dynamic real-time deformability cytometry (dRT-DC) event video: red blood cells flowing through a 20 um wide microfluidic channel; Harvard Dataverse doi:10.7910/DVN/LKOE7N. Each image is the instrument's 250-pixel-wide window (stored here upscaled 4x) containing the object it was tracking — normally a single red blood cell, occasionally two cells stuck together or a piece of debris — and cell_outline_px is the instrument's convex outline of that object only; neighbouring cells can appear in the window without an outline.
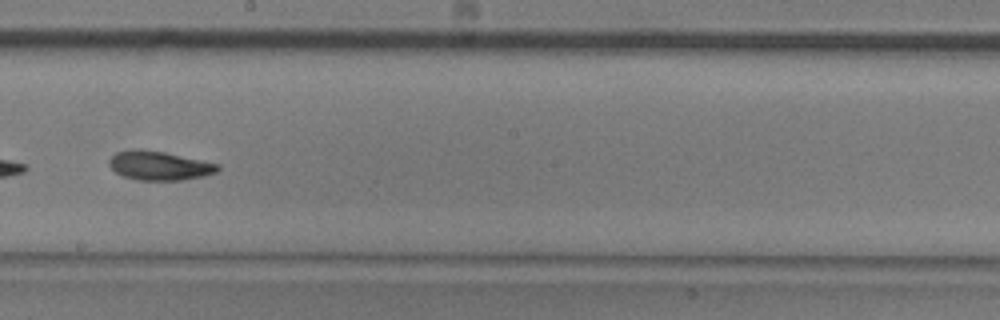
{"species": "common noctule bat (a hibernating species)", "species_latin": "Nyctalus noctula", "temperature_condition": "room temperature", "stored_images_in_passage": 33, "camera_frame_rate_fps": 3000, "um_per_image_px": 0.085, "animal": {"sex": "male", "body_mass_g": 20.5, "forearm_length_mm": 52.5}, "frame": {"image": 1, "passage_image": 15, "time_ms": 4.667, "image_size_px": [1000, 320], "cell_outline_px": [[220, 168], [216, 172], [204, 176], [184, 180], [136, 180], [124, 176], [116, 172], [108, 164], [108, 160], [116, 152], [132, 148], [140, 148], [164, 152], [220, 164]], "centroid_in_image_um": [13.52, 14.07], "position_along_channel_um": 234.7, "area_um2": 18.5}, "authors_computed_cell_mechanics": {"area_um2": 17.9758, "velocity_mm_per_s": 3.8117, "shape_relaxation_time_tau1_ms": 7.4284, "shape_relaxation_time_tau2_ms": 5.7024, "deformation_change_tau1": 0.1721, "deformation_change_tau2": 0.1256}}